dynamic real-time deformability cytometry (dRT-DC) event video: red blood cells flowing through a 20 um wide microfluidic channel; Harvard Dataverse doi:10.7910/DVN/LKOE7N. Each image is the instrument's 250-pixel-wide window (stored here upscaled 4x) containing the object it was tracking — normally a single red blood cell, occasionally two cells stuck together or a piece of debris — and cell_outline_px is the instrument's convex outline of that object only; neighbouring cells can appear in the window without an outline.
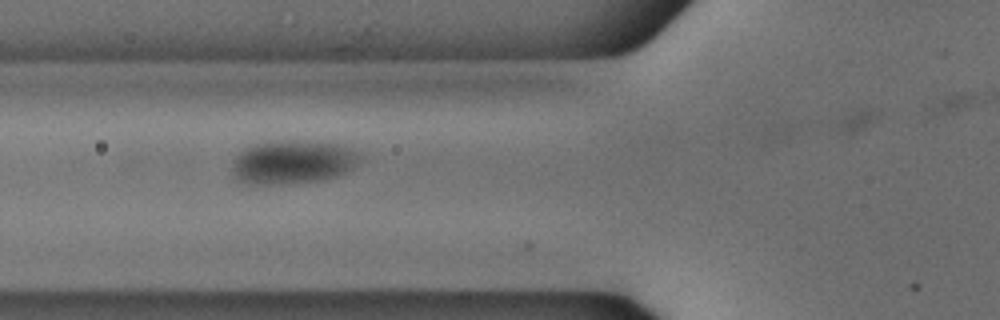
{"species": "common noctule bat (a hibernating species)", "species_latin": "Nyctalus noctula", "temperature_condition": "cold", "stored_images_in_passage": 34, "camera_frame_rate_fps": 3000, "um_per_image_px": 0.085, "animal": {"sex": "male", "body_mass_g": 18.8}, "frame": {"image": 1, "passage_image": 6, "time_ms": 1.667, "image_size_px": [1000, 320], "cell_outline_px": [[364, 160], [352, 168], [336, 176], [320, 180], [240, 180], [236, 176], [232, 168], [232, 160], [244, 148], [252, 144], [268, 140], [332, 140], [360, 148], [364, 152]], "centroid_in_image_um": [25.13, 13.61], "position_along_channel_um": 100.7, "area_um2": 32.43}}
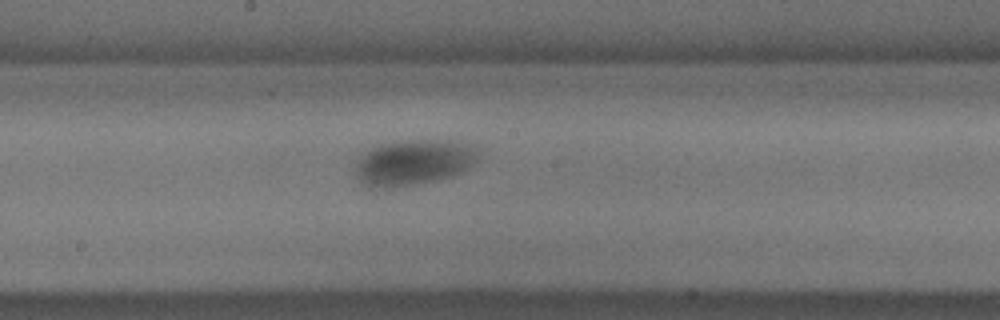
{"frame": {"image": 2, "passage_image": 15, "time_ms": 4.667, "image_size_px": [1000, 320], "cell_outline_px": [[484, 156], [480, 160], [468, 168], [452, 176], [436, 180], [392, 188], [368, 188], [360, 180], [356, 172], [356, 156], [360, 152], [376, 144], [392, 140], [456, 140], [476, 144], [480, 148]], "centroid_in_image_um": [35.2, 13.75], "position_along_channel_um": 213.0, "area_um2": 34.22}}
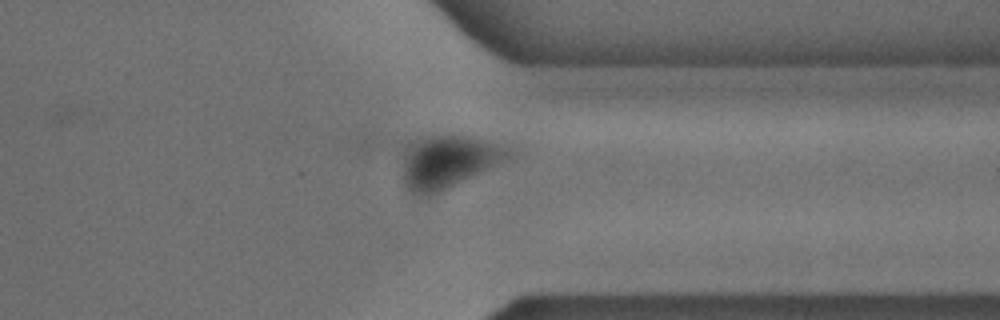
{"frame": {"image": 3, "passage_image": 28, "time_ms": 9.0, "image_size_px": [1000, 320], "cell_outline_px": [[524, 144], [516, 156], [508, 160], [428, 196], [412, 196], [404, 184], [404, 144], [408, 140], [428, 136], [468, 136]], "centroid_in_image_um": [38.31, 13.66], "position_along_channel_um": 373.1, "area_um2": 34.33}}